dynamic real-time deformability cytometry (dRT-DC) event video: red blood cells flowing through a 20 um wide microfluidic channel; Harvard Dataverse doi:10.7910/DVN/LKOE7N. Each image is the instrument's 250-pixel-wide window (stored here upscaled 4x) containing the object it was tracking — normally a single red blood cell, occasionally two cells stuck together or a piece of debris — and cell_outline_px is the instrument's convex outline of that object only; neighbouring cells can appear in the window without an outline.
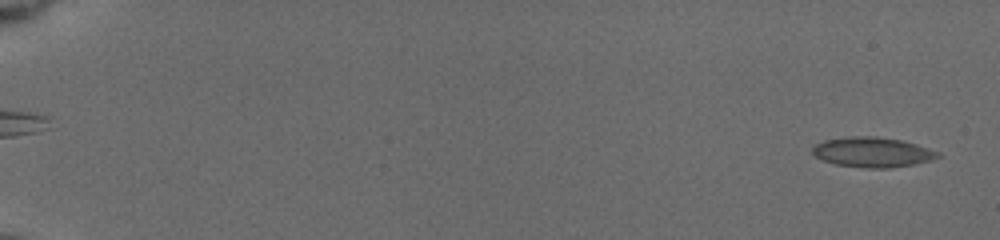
{"species": "common noctule bat (a hibernating species)", "species_latin": "Nyctalus noctula", "temperature_condition": "cold", "stored_images_in_passage": 55, "camera_frame_rate_fps": 3000, "um_per_image_px": 0.085, "animal": {"sex": "female", "body_mass_g": 19.5, "forearm_length_mm": 54.1}, "frame": {"image": 1, "passage_image": 1, "time_ms": 0.0, "image_size_px": [1000, 240], "cell_outline_px": [[940, 156], [928, 160], [912, 164], [888, 168], [868, 168], [836, 164], [824, 160], [816, 156], [812, 152], [812, 144], [824, 140], [848, 136], [876, 136], [900, 140], [916, 144], [940, 152]], "centroid_in_image_um": [74.11, 12.92], "position_along_channel_um": 10.9, "area_um2": 21.73}}
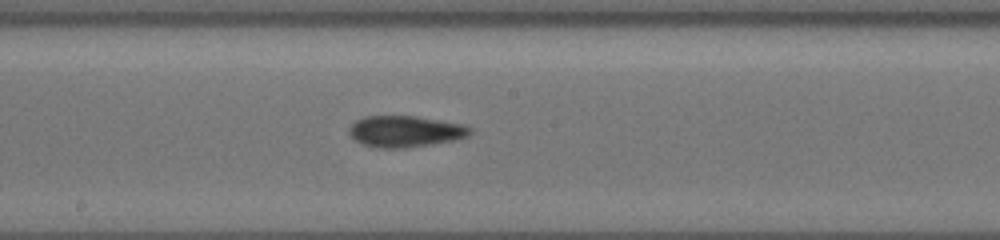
{"frame": {"image": 2, "passage_image": 32, "time_ms": 10.333, "image_size_px": [1000, 240], "cell_outline_px": [[472, 132], [468, 136], [456, 140], [408, 148], [372, 148], [352, 140], [348, 136], [348, 128], [356, 120], [364, 116], [416, 116], [464, 124], [472, 128]], "centroid_in_image_um": [34.41, 11.18], "position_along_channel_um": 213.8, "area_um2": 22.6}}
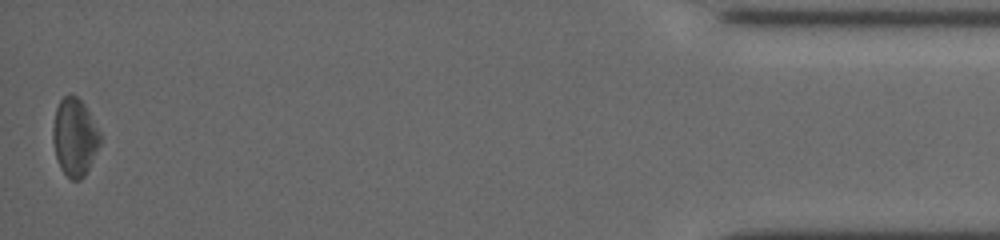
{"frame": {"image": 3, "passage_image": 55, "time_ms": 18.0, "image_size_px": [1000, 240], "cell_outline_px": [[100, 144], [84, 176], [80, 180], [72, 180], [60, 168], [56, 156], [52, 140], [52, 128], [56, 108], [60, 100], [68, 92], [76, 96], [84, 104], [100, 132]], "centroid_in_image_um": [6.32, 11.63], "position_along_channel_um": 428.9, "area_um2": 21.27}, "authors_computed_cell_mechanics": {"area_um2": 21.2126, "velocity_mm_per_s": 3.7667, "shape_relaxation_time_tau1_ms": 4.2512, "shape_relaxation_time_tau2_ms": 7.1145, "deformation_change_tau1": 0.1021, "deformation_change_tau2": 0.1541}}